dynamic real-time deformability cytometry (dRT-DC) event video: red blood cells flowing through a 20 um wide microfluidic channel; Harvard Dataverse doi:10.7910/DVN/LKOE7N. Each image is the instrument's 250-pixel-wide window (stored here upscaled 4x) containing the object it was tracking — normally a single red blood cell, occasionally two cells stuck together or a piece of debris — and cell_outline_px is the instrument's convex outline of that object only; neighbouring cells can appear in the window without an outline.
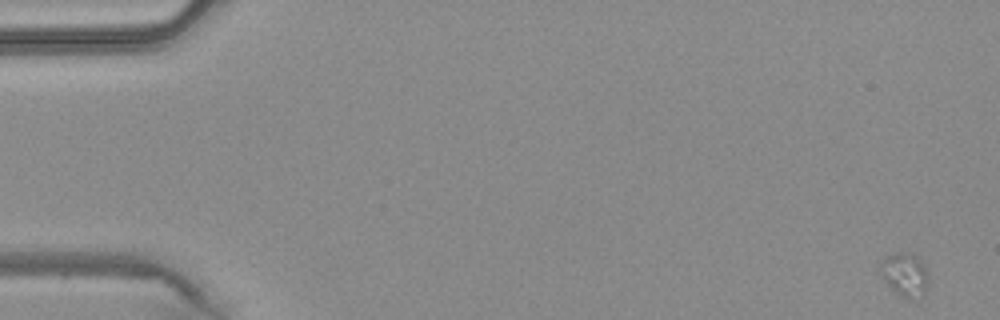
{"species": "common noctule bat (a hibernating species)", "species_latin": "Nyctalus noctula", "temperature_condition": "warm", "stored_images_in_passage": 14, "camera_frame_rate_fps": 3000, "um_per_image_px": 0.085, "animal": {"sex": "male", "body_mass_g": 20.4}, "frame": {"image": 1, "passage_image": 1, "time_ms": 0.0, "image_size_px": [1000, 320], "cell_outline_px": [[928, 284], [924, 292], [908, 300], [900, 296], [880, 276], [880, 268], [884, 260], [888, 256], [900, 252], [912, 252], [924, 264], [928, 276]], "centroid_in_image_um": [76.92, 23.33], "position_along_channel_um": 8.1, "area_um2": 11.96}}